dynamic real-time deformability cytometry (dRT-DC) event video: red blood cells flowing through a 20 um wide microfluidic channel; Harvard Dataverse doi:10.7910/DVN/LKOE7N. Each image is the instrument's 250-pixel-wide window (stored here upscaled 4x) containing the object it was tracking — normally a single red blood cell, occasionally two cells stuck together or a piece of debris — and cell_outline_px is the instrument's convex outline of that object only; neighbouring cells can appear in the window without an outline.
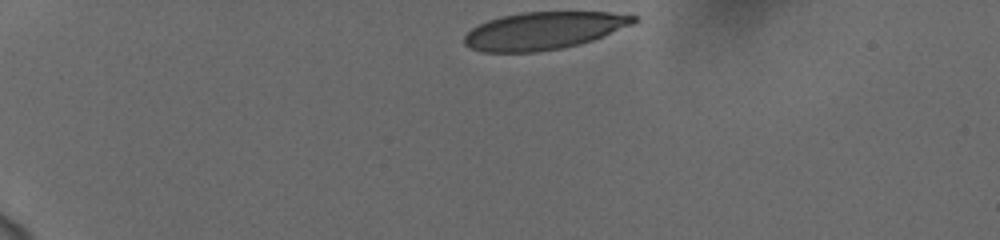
{"species": "human", "species_latin": "Homo sapiens", "temperature_condition": "cold", "stored_images_in_passage": 37, "camera_frame_rate_fps": 3000, "um_per_image_px": 0.085, "donor": {"sex": "female"}, "frame": {"image": 1, "passage_image": 1, "time_ms": 0.0, "image_size_px": [1000, 240], "cell_outline_px": [[636, 20], [632, 24], [592, 40], [564, 48], [536, 52], [480, 52], [464, 44], [464, 36], [472, 28], [488, 20], [504, 16], [524, 12], [608, 12], [636, 16]], "centroid_in_image_um": [46.17, 2.62], "position_along_channel_um": 38.8, "area_um2": 36.65}}
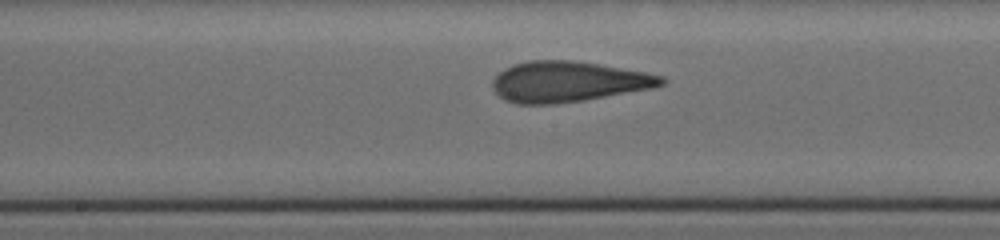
{"frame": {"image": 2, "passage_image": 20, "time_ms": 6.333, "image_size_px": [1000, 240], "cell_outline_px": [[664, 84], [652, 88], [584, 100], [552, 104], [516, 104], [504, 100], [492, 88], [492, 80], [504, 68], [512, 64], [528, 60], [572, 60], [600, 64], [644, 72], [664, 76]], "centroid_in_image_um": [48.25, 6.94], "position_along_channel_um": 200.0, "area_um2": 39.94}}
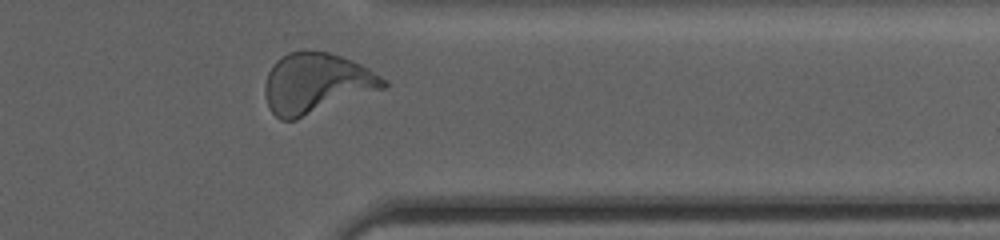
{"frame": {"image": 3, "passage_image": 35, "time_ms": 11.333, "image_size_px": [1000, 240], "cell_outline_px": [[388, 84], [384, 88], [296, 120], [280, 120], [268, 108], [264, 96], [264, 84], [268, 72], [272, 64], [276, 60], [288, 52], [304, 48], [328, 52], [340, 56], [360, 64], [368, 68], [388, 80]], "centroid_in_image_um": [26.84, 7.06], "position_along_channel_um": 384.6, "area_um2": 42.14}, "authors_computed_cell_mechanics": {"area_um2": 39.0728, "velocity_mm_per_s": 3.726, "shape_relaxation_time_tau1_ms": 7.1376, "shape_relaxation_time_tau2_ms": 1.2094, "deformation_change_tau1": 0.2387, "deformation_change_tau2": 0.0893}}